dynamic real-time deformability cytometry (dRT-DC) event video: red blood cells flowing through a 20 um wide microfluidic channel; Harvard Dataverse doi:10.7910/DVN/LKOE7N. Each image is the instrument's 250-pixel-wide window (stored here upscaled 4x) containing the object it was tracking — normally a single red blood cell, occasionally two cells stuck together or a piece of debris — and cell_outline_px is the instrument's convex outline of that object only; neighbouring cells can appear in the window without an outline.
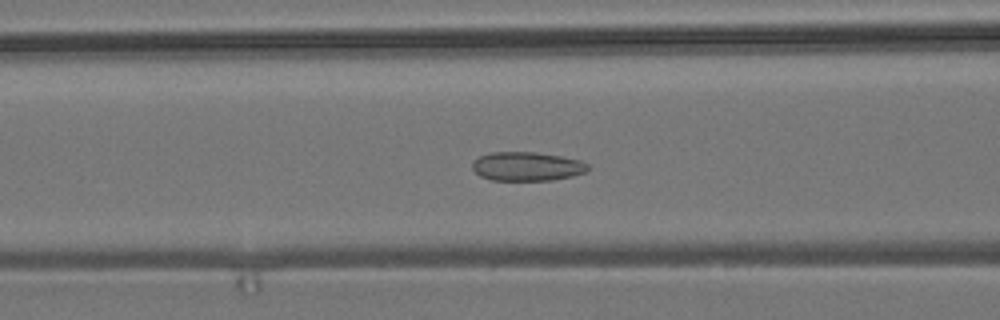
{"species": "common noctule bat (a hibernating species)", "species_latin": "Nyctalus noctula", "temperature_condition": "room temperature", "stored_images_in_passage": 46, "camera_frame_rate_fps": 3000, "um_per_image_px": 0.085, "animal": {"sex": "male", "body_mass_g": 19.2, "forearm_length_mm": 51.8}, "frame": {"image": 1, "passage_image": 20, "time_ms": 6.333, "image_size_px": [1000, 320], "cell_outline_px": [[592, 168], [584, 172], [572, 176], [552, 180], [492, 180], [480, 176], [472, 168], [472, 164], [480, 156], [492, 152], [536, 152], [560, 156], [580, 160], [588, 164]], "centroid_in_image_um": [44.82, 14.14], "position_along_channel_um": 121.8, "area_um2": 19.42}}
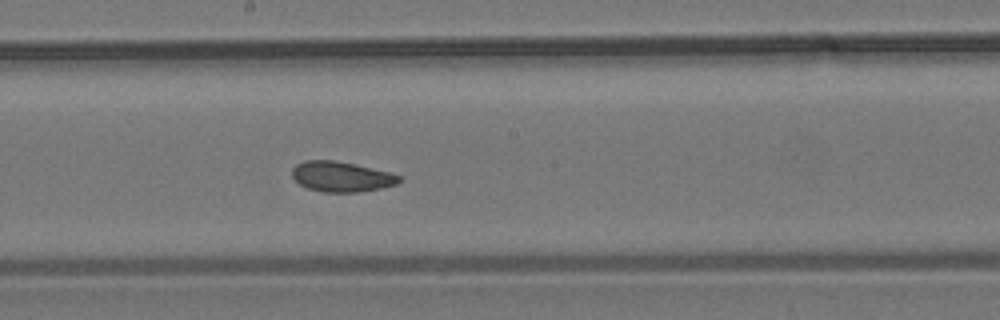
{"frame": {"image": 2, "passage_image": 28, "time_ms": 9.0, "image_size_px": [1000, 320], "cell_outline_px": [[400, 180], [396, 184], [380, 188], [360, 192], [324, 192], [308, 188], [300, 184], [292, 176], [292, 168], [296, 164], [304, 160], [332, 160], [352, 164], [388, 172], [400, 176]], "centroid_in_image_um": [28.97, 15.02], "position_along_channel_um": 219.2, "area_um2": 18.55}}
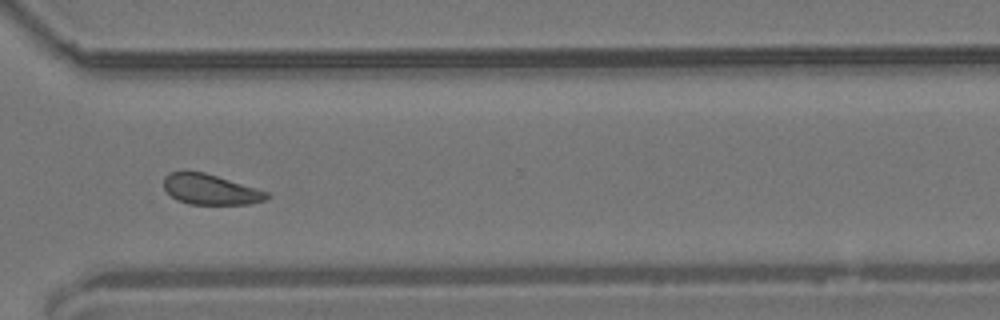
{"frame": {"image": 3, "passage_image": 39, "time_ms": 12.667, "image_size_px": [1000, 320], "cell_outline_px": [[272, 196], [268, 200], [248, 204], [188, 204], [176, 200], [164, 188], [164, 176], [168, 172], [184, 168], [204, 172], [272, 192]], "centroid_in_image_um": [17.9, 16.07], "position_along_channel_um": 352.7, "area_um2": 19.02}, "authors_computed_cell_mechanics": {"area_um2": 19.363, "velocity_mm_per_s": 3.655, "shape_relaxation_time_tau1_ms": 9.8078, "shape_relaxation_time_tau2_ms": 2.0268, "deformation_change_tau1": 0.0989, "deformation_change_tau2": 0.0776}}